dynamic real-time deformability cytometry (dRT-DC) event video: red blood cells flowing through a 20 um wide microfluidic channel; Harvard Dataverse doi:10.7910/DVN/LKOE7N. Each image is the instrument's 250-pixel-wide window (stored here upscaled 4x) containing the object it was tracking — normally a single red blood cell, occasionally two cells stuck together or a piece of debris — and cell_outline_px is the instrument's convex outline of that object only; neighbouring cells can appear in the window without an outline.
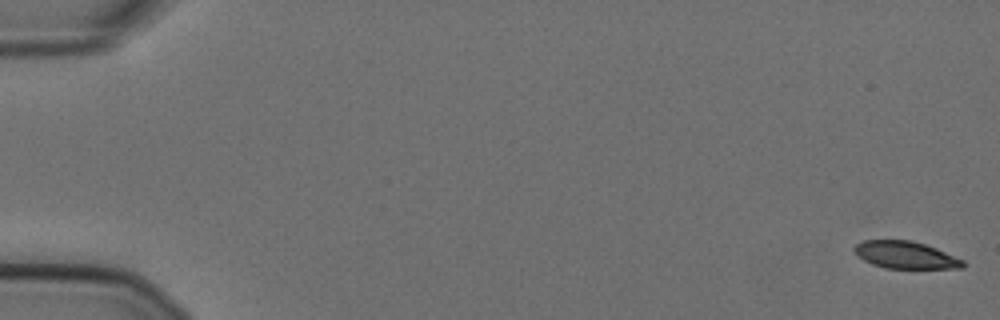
{"species": "Egyptian fruit bat (a non-hibernating species)", "species_latin": "Rousettus aegyptiacus", "temperature_condition": "cold", "stored_images_in_passage": 57, "camera_frame_rate_fps": 3000, "um_per_image_px": 0.085, "animal": {"sex": "female"}, "frame": {"image": 1, "passage_image": 1, "time_ms": 0.0, "image_size_px": [1000, 320], "cell_outline_px": [[964, 268], [884, 268], [872, 264], [864, 260], [852, 248], [856, 244], [864, 240], [908, 240], [924, 244], [936, 248], [964, 260]], "centroid_in_image_um": [76.97, 21.67], "position_along_channel_um": 8.0, "area_um2": 17.05}}
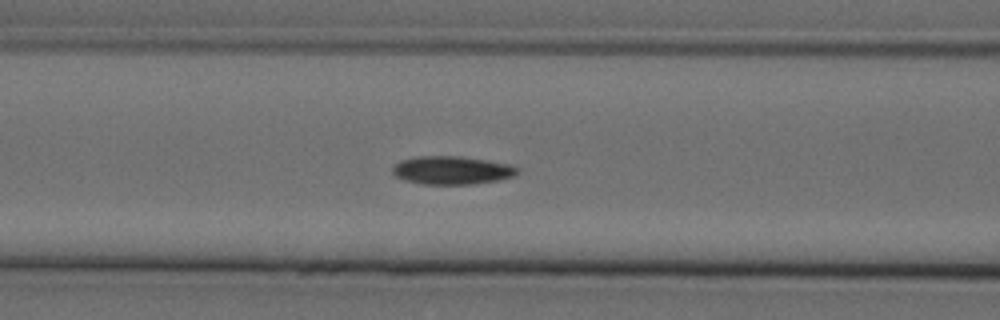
{"frame": {"image": 2, "passage_image": 24, "time_ms": 7.667, "image_size_px": [1000, 320], "cell_outline_px": [[520, 172], [512, 176], [496, 180], [472, 184], [424, 184], [404, 180], [396, 176], [392, 172], [392, 168], [400, 160], [416, 156], [460, 156], [512, 164], [520, 168]], "centroid_in_image_um": [38.42, 14.46], "position_along_channel_um": 128.2, "area_um2": 20.58}}
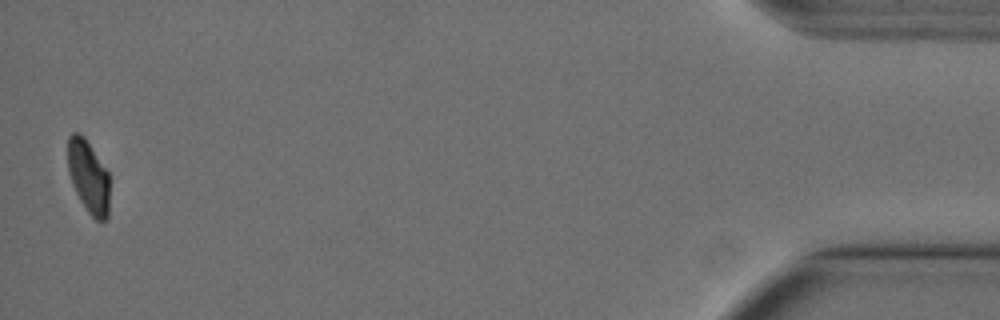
{"frame": {"image": 3, "passage_image": 56, "time_ms": 18.333, "image_size_px": [1000, 320], "cell_outline_px": [[108, 216], [104, 220], [96, 220], [88, 212], [80, 200], [72, 184], [68, 172], [68, 136], [72, 132], [80, 132], [84, 136], [108, 172]], "centroid_in_image_um": [7.49, 14.98], "position_along_channel_um": 427.7, "area_um2": 17.57}, "authors_computed_cell_mechanics": {"area_um2": 19.7676, "velocity_mm_per_s": 3.6012, "shape_relaxation_time_tau1_ms": 6.8332, "shape_relaxation_time_tau2_ms": 7.0365, "deformation_change_tau1": 0.1809, "deformation_change_tau2": 0.0762}}